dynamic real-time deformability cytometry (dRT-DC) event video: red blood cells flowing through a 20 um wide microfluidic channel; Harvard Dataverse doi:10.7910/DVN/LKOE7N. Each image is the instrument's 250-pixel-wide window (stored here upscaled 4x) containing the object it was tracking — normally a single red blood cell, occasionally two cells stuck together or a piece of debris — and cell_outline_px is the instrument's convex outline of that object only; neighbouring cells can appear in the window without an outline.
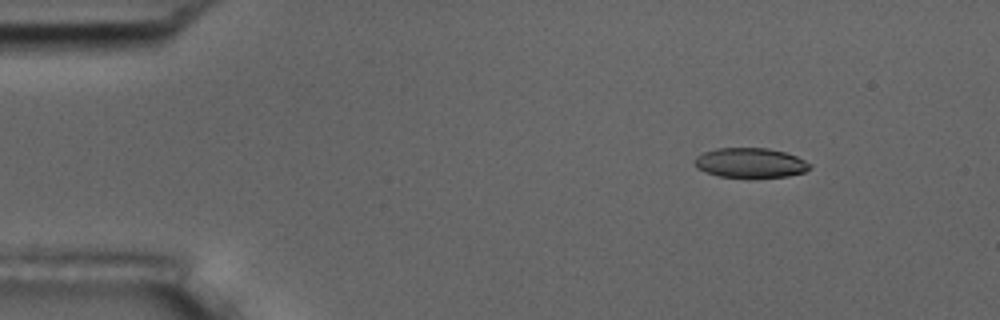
{"species": "common noctule bat (a hibernating species)", "species_latin": "Nyctalus noctula", "temperature_condition": "room temperature", "stored_images_in_passage": 7, "camera_frame_rate_fps": 3000, "um_per_image_px": 0.085, "animal": {"sex": "male", "body_mass_g": 17.5, "forearm_length_mm": 52.3}, "frame": {"image": 1, "passage_image": 2, "time_ms": 1.0, "image_size_px": [1000, 320], "cell_outline_px": [[812, 164], [804, 172], [788, 176], [720, 176], [696, 168], [692, 160], [696, 156], [704, 152], [716, 148], [768, 148], [784, 152], [796, 156]], "centroid_in_image_um": [63.74, 13.81], "position_along_channel_um": 21.3, "area_um2": 19.59}}
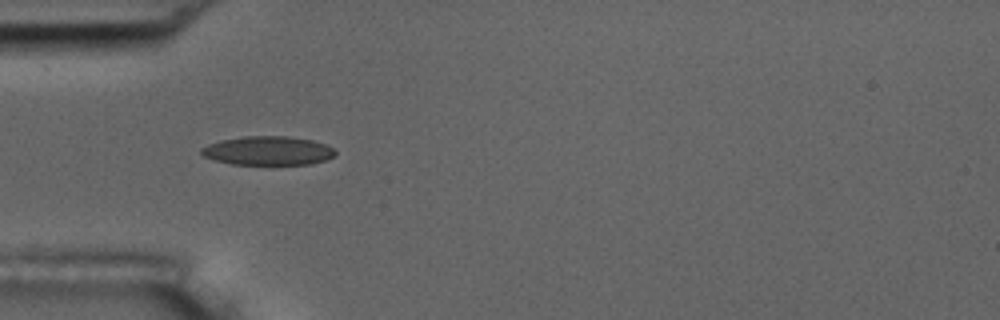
{"frame": {"image": 2, "passage_image": 5, "time_ms": 4.333, "image_size_px": [1000, 320], "cell_outline_px": [[336, 156], [312, 164], [232, 164], [216, 160], [204, 156], [200, 152], [200, 148], [208, 144], [220, 140], [244, 136], [288, 136], [312, 140], [324, 144], [332, 148], [336, 152]], "centroid_in_image_um": [22.77, 12.8], "position_along_channel_um": 62.2, "area_um2": 22.48}}